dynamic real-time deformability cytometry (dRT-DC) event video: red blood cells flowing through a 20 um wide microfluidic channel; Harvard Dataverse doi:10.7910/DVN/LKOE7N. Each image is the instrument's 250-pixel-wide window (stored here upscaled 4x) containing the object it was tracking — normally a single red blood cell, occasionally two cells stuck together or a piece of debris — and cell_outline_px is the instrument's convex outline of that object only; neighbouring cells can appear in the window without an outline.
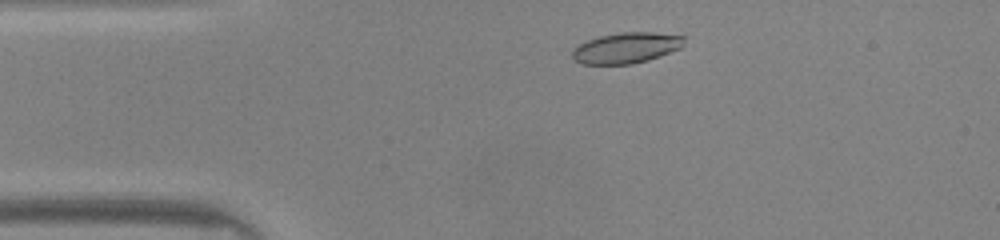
{"species": "common noctule bat (a hibernating species)", "species_latin": "Nyctalus noctula", "temperature_condition": "warm", "stored_images_in_passage": 34, "camera_frame_rate_fps": 3000, "um_per_image_px": 0.085, "animal": {"sex": "male", "body_mass_g": 20.0, "forearm_length_mm": 53.3}, "frame": {"image": 1, "passage_image": 4, "time_ms": 1.0, "image_size_px": [1000, 240], "cell_outline_px": [[684, 40], [680, 48], [648, 60], [632, 64], [580, 64], [572, 56], [572, 48], [588, 40], [600, 36], [620, 32], [652, 32], [684, 36]], "centroid_in_image_um": [53.2, 4.07], "position_along_channel_um": 31.8, "area_um2": 19.88}}
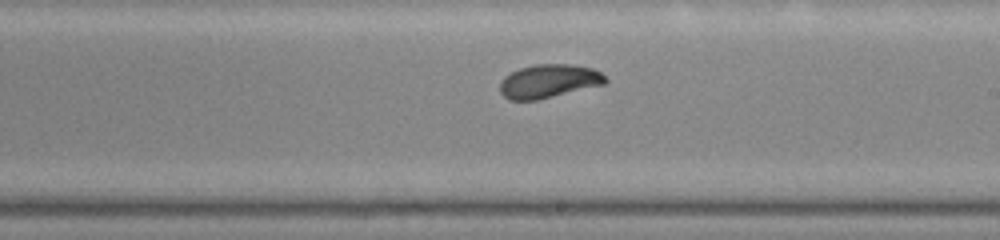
{"frame": {"image": 2, "passage_image": 22, "time_ms": 7.0, "image_size_px": [1000, 240], "cell_outline_px": [[608, 80], [604, 84], [536, 100], [508, 100], [500, 92], [500, 84], [504, 76], [520, 68], [536, 64], [572, 64], [592, 68], [600, 72]], "centroid_in_image_um": [46.63, 6.89], "position_along_channel_um": 242.4, "area_um2": 20.46}}
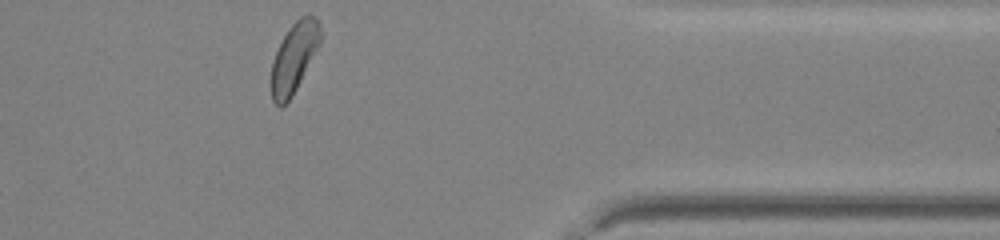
{"frame": {"image": 3, "passage_image": 34, "time_ms": 11.0, "image_size_px": [1000, 240], "cell_outline_px": [[324, 32], [320, 44], [292, 96], [280, 108], [272, 100], [272, 60], [288, 28], [300, 16], [308, 12], [316, 16]], "centroid_in_image_um": [25.05, 4.8], "position_along_channel_um": 386.4, "area_um2": 20.11}, "authors_computed_cell_mechanics": {"area_um2": 20.5479, "velocity_mm_per_s": 4.1475, "shape_relaxation_time_tau1_ms": 2.3212, "shape_relaxation_time_tau2_ms": 1.363, "deformation_change_tau1": 0.1296, "deformation_change_tau2": 0.0333}}